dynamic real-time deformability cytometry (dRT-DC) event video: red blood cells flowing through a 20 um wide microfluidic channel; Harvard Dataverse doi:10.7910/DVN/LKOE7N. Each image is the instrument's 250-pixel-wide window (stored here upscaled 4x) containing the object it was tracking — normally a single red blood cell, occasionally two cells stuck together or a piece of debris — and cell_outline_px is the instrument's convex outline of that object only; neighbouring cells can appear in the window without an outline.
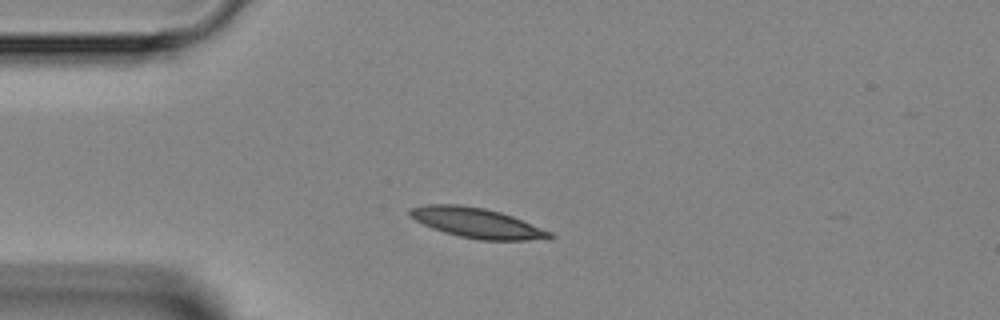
{"species": "Egyptian fruit bat (a non-hibernating species)", "species_latin": "Rousettus aegyptiacus", "temperature_condition": "room temperature", "stored_images_in_passage": 2, "camera_frame_rate_fps": 3000, "um_per_image_px": 0.085, "animal": {"sex": "female"}, "frame": {"image": 1, "passage_image": 1, "time_ms": 0.0, "image_size_px": [1000, 320], "cell_outline_px": [[556, 236], [552, 240], [480, 240], [460, 236], [444, 232], [432, 228], [416, 220], [408, 212], [408, 208], [428, 204], [460, 204], [484, 208], [500, 212], [512, 216], [552, 232]], "centroid_in_image_um": [40.6, 18.95], "position_along_channel_um": 44.4, "area_um2": 24.51}}